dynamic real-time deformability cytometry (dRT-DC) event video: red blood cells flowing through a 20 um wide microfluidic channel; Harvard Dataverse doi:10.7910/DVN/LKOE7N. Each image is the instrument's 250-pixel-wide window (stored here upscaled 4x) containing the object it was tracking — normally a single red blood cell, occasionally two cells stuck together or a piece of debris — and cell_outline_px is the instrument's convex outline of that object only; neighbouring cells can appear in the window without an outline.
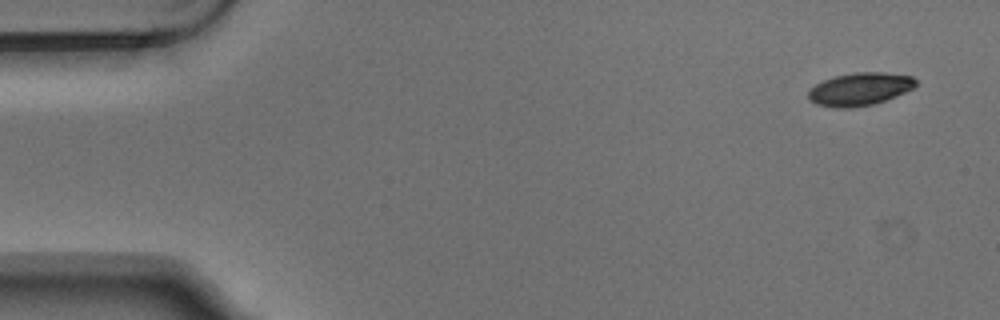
{"species": "Egyptian fruit bat (a non-hibernating species)", "species_latin": "Rousettus aegyptiacus", "temperature_condition": "warm", "stored_images_in_passage": 4, "camera_frame_rate_fps": 3000, "um_per_image_px": 0.085, "animal": {"sex": "male"}, "frame": {"image": 1, "passage_image": 1, "time_ms": 0.0, "image_size_px": [1000, 320], "cell_outline_px": [[916, 84], [912, 88], [896, 96], [872, 104], [852, 108], [836, 108], [816, 104], [808, 100], [808, 88], [832, 76], [852, 72], [884, 72], [912, 76], [916, 80]], "centroid_in_image_um": [73.03, 7.56], "position_along_channel_um": 12.0, "area_um2": 20.69}}
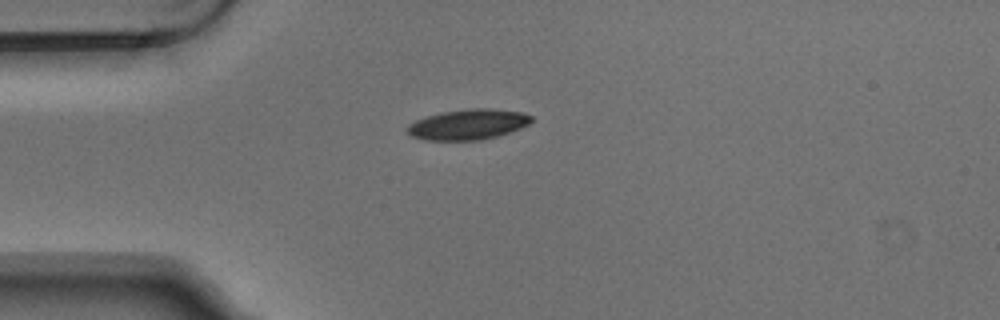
{"frame": {"image": 2, "passage_image": 4, "time_ms": 1.0, "image_size_px": [1000, 320], "cell_outline_px": [[532, 120], [528, 124], [520, 128], [496, 136], [480, 140], [424, 140], [412, 136], [408, 132], [408, 124], [416, 120], [440, 112], [472, 108], [488, 108], [524, 112], [532, 116]], "centroid_in_image_um": [39.79, 10.57], "position_along_channel_um": 45.2, "area_um2": 21.85}}